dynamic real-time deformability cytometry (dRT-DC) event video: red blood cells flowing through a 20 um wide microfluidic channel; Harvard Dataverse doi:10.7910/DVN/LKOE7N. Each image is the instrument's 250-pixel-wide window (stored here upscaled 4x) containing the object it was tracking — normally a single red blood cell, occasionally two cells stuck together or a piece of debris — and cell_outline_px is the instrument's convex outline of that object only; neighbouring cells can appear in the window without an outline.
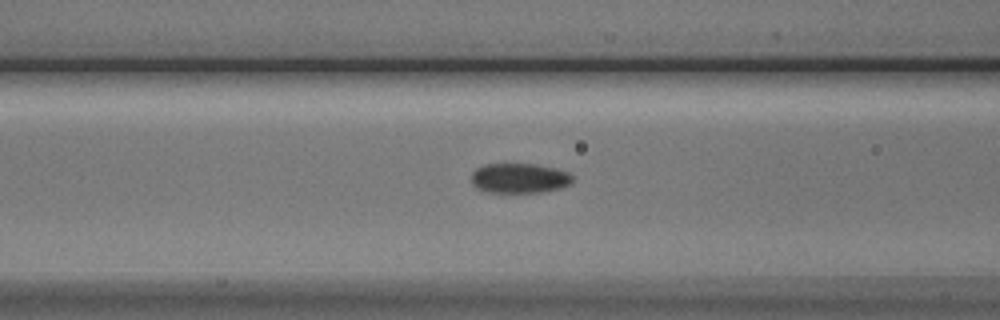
{"species": "Egyptian fruit bat (a non-hibernating species)", "species_latin": "Rousettus aegyptiacus", "temperature_condition": "cold", "stored_images_in_passage": 12, "camera_frame_rate_fps": 3000, "um_per_image_px": 0.085, "animal": {"sex": "male"}, "frame": {"image": 1, "passage_image": 10, "time_ms": 3.0, "image_size_px": [1000, 320], "cell_outline_px": [[572, 184], [560, 188], [544, 192], [488, 192], [476, 188], [472, 184], [472, 172], [476, 168], [484, 164], [536, 164], [556, 168], [568, 172], [572, 176]], "centroid_in_image_um": [44.16, 15.14], "position_along_channel_um": 122.4, "area_um2": 17.74}}